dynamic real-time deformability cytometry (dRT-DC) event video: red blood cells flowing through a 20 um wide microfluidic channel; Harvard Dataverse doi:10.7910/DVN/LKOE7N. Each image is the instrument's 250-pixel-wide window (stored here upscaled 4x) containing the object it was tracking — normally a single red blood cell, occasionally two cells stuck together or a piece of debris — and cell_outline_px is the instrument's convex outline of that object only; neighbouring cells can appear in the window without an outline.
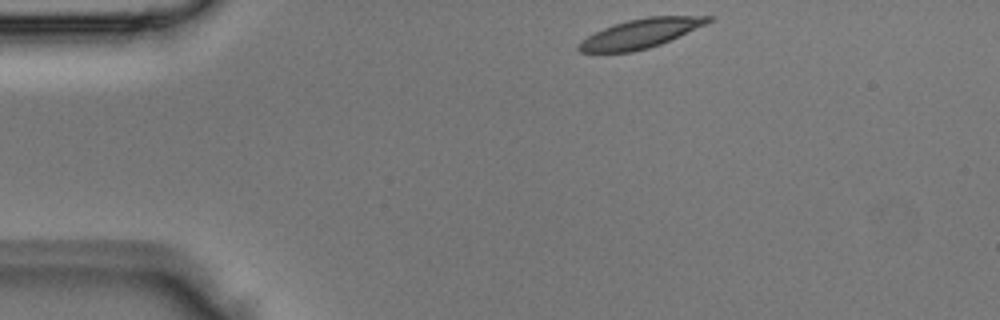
{"species": "Egyptian fruit bat (a non-hibernating species)", "species_latin": "Rousettus aegyptiacus", "temperature_condition": "room temperature", "stored_images_in_passage": 2, "camera_frame_rate_fps": 3000, "um_per_image_px": 0.085, "animal": {"sex": "male"}, "frame": {"image": 1, "passage_image": 1, "time_ms": 0.0, "image_size_px": [1000, 320], "cell_outline_px": [[712, 20], [704, 24], [660, 44], [648, 48], [632, 52], [580, 52], [576, 48], [580, 40], [604, 28], [628, 20], [648, 16], [712, 16]], "centroid_in_image_um": [54.39, 2.85], "position_along_channel_um": 30.6, "area_um2": 21.5}}